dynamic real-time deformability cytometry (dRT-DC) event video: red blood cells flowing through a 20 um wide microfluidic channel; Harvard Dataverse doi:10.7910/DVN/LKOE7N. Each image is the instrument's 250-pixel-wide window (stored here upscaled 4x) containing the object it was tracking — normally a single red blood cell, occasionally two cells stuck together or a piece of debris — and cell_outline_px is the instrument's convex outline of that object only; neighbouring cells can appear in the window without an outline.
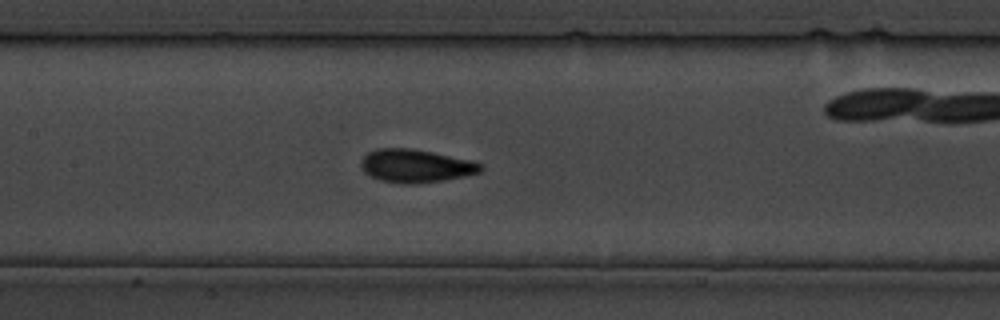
{"species": "common noctule bat (a hibernating species)", "species_latin": "Nyctalus noctula", "temperature_condition": "cold", "stored_images_in_passage": 24, "camera_frame_rate_fps": 3000, "um_per_image_px": 0.085, "animal": {"sex": "male", "body_mass_g": 19.5, "forearm_length_mm": 54.6}, "frame": {"image": 1, "passage_image": 8, "time_ms": 8.0, "image_size_px": [1000, 320], "cell_outline_px": [[484, 168], [480, 172], [464, 176], [444, 180], [412, 184], [404, 184], [380, 180], [364, 172], [360, 164], [360, 160], [368, 152], [376, 148], [412, 148], [472, 160], [484, 164]], "centroid_in_image_um": [35.35, 14.09], "position_along_channel_um": 172.1, "area_um2": 23.24}}
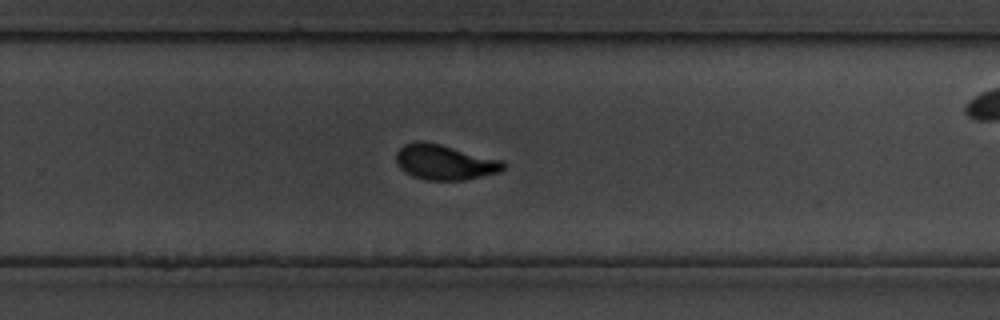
{"frame": {"image": 2, "passage_image": 14, "time_ms": 15.667, "image_size_px": [1000, 320], "cell_outline_px": [[504, 168], [500, 172], [460, 180], [424, 180], [412, 176], [404, 172], [396, 164], [396, 152], [404, 144], [416, 140], [424, 140], [504, 160]], "centroid_in_image_um": [37.75, 13.77], "position_along_channel_um": 292.0, "area_um2": 22.14}}
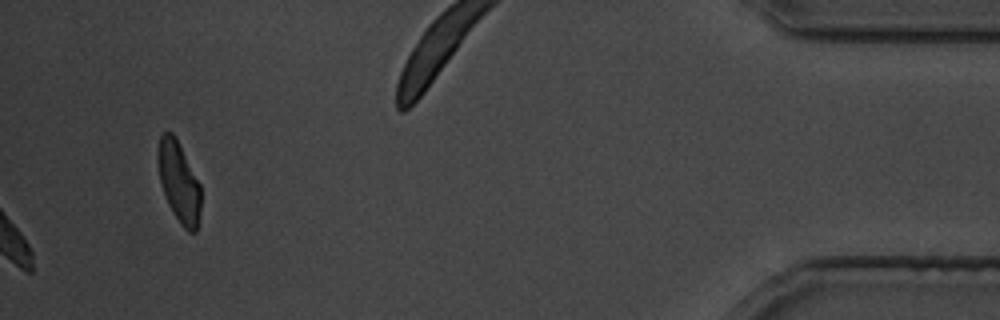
{"frame": {"image": 3, "passage_image": 24, "time_ms": 28.0, "image_size_px": [1000, 320], "cell_outline_px": [[200, 216], [196, 232], [188, 232], [180, 224], [168, 204], [160, 180], [156, 156], [156, 152], [160, 136], [164, 132], [172, 132], [200, 184]], "centroid_in_image_um": [15.19, 15.49], "position_along_channel_um": 420.0, "area_um2": 19.94}}